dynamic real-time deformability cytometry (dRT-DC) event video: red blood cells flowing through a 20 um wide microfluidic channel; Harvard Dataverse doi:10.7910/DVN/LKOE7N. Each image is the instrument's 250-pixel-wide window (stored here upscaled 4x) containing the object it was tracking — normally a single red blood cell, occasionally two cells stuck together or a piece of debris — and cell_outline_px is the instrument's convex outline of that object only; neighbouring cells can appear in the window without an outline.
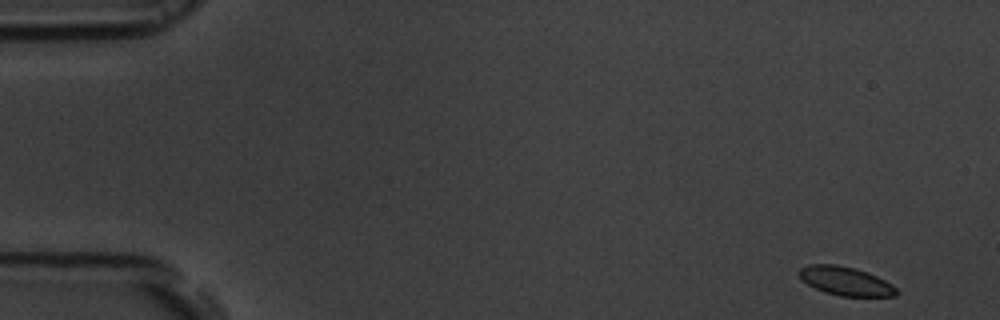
{"species": "common noctule bat (a hibernating species)", "species_latin": "Nyctalus noctula", "temperature_condition": "room temperature", "stored_images_in_passage": 54, "camera_frame_rate_fps": 3000, "um_per_image_px": 0.085, "animal": {"sex": "male", "body_mass_g": 19.5, "forearm_length_mm": 54.6}, "frame": {"image": 1, "passage_image": 1, "time_ms": 0.0, "image_size_px": [1000, 320], "cell_outline_px": [[900, 292], [896, 296], [840, 296], [824, 292], [808, 284], [796, 272], [800, 268], [808, 264], [836, 264], [852, 268], [876, 276], [892, 284]], "centroid_in_image_um": [71.87, 23.89], "position_along_channel_um": 13.1, "area_um2": 16.13}}
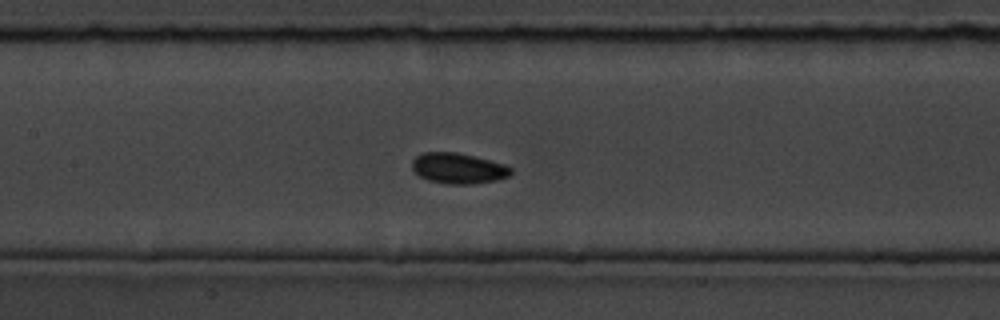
{"frame": {"image": 2, "passage_image": 24, "time_ms": 7.667, "image_size_px": [1000, 320], "cell_outline_px": [[512, 172], [508, 176], [496, 180], [472, 184], [448, 184], [428, 180], [420, 176], [412, 168], [412, 160], [416, 156], [424, 152], [456, 152], [504, 164], [512, 168]], "centroid_in_image_um": [38.94, 14.31], "position_along_channel_um": 168.5, "area_um2": 17.46}}
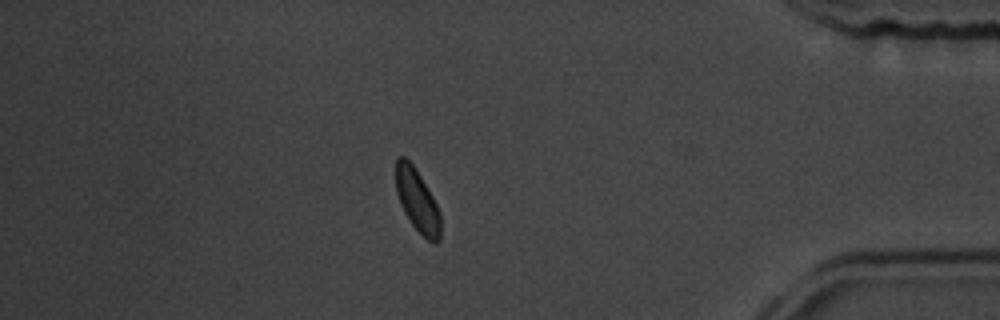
{"frame": {"image": 3, "passage_image": 46, "time_ms": 15.0, "image_size_px": [1000, 320], "cell_outline_px": [[440, 240], [436, 244], [428, 240], [412, 224], [404, 212], [396, 192], [396, 156], [404, 156], [412, 164], [420, 176], [432, 196], [440, 212]], "centroid_in_image_um": [35.46, 17.04], "position_along_channel_um": 399.7, "area_um2": 16.07}, "authors_computed_cell_mechanics": {"area_um2": 16.762, "velocity_mm_per_s": 3.6681, "shape_relaxation_time_tau1_ms": null, "shape_relaxation_time_tau2_ms": 5.8279, "deformation_change_tau1": null, "deformation_change_tau2": 0.0881}}